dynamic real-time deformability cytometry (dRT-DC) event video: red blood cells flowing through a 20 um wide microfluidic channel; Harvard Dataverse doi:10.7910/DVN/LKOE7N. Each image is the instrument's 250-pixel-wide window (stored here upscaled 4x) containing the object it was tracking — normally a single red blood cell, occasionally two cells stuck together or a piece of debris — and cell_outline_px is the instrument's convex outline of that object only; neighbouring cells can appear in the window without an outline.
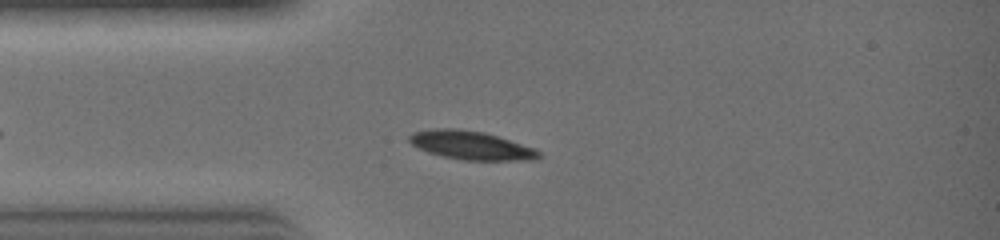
{"species": "common noctule bat (a hibernating species)", "species_latin": "Nyctalus noctula", "temperature_condition": "warm", "stored_images_in_passage": 8, "camera_frame_rate_fps": 3000, "um_per_image_px": 0.085, "animal": {"sex": "female", "body_mass_g": 19.0, "forearm_length_mm": 51.5}, "frame": {"image": 1, "passage_image": 7, "time_ms": 2.0, "image_size_px": [1000, 240], "cell_outline_px": [[540, 156], [536, 160], [464, 160], [444, 156], [428, 152], [412, 144], [408, 140], [408, 136], [412, 132], [432, 128], [460, 128], [484, 132], [536, 148], [540, 152]], "centroid_in_image_um": [40.04, 12.34], "position_along_channel_um": 45.0, "area_um2": 21.62}}